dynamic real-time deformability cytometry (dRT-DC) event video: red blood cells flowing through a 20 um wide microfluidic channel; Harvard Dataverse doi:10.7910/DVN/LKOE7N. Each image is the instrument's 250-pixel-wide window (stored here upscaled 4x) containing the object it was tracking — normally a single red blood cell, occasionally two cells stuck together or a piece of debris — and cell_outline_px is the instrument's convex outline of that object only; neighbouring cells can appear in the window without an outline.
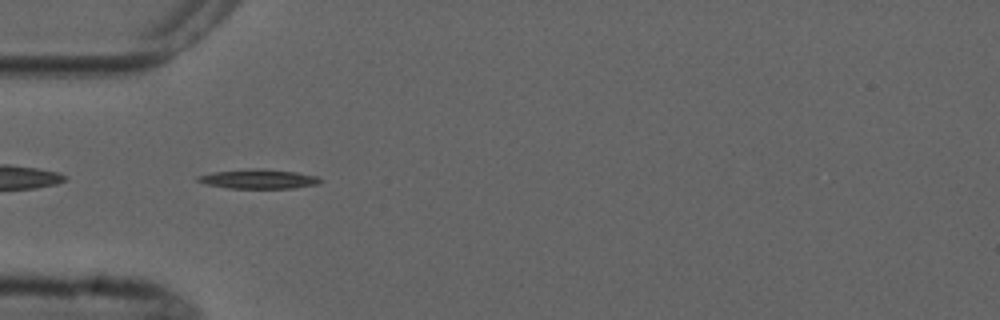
{"species": "common noctule bat (a hibernating species)", "species_latin": "Nyctalus noctula", "temperature_condition": "cold", "stored_images_in_passage": 7, "camera_frame_rate_fps": 3000, "um_per_image_px": 0.085, "animal": {"sex": "male", "forearm_length_mm": 52.5}, "frame": {"image": 1, "passage_image": 5, "time_ms": 4.667, "image_size_px": [1000, 320], "cell_outline_px": [[324, 180], [320, 184], [292, 188], [228, 188], [208, 184], [196, 180], [196, 176], [212, 172], [256, 168], [264, 168], [296, 172], [316, 176]], "centroid_in_image_um": [22.01, 15.21], "position_along_channel_um": 63.0, "area_um2": 13.87}}
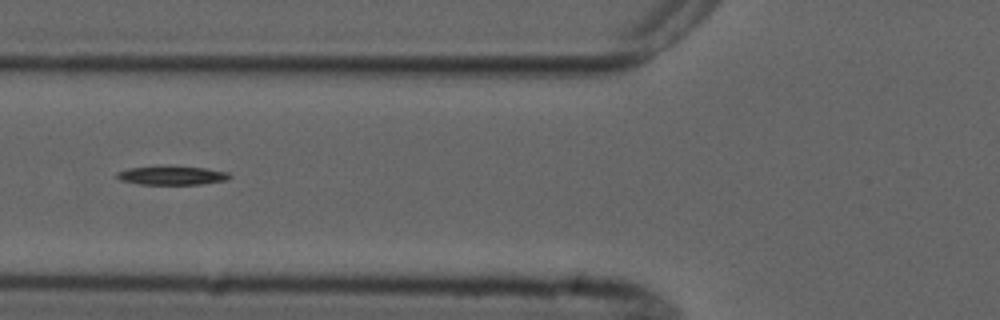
{"frame": {"image": 2, "passage_image": 6, "time_ms": 6.0, "image_size_px": [1000, 320], "cell_outline_px": [[232, 176], [228, 180], [200, 184], [140, 184], [120, 180], [116, 176], [116, 172], [128, 168], [204, 168], [228, 172]], "centroid_in_image_um": [14.64, 14.95], "position_along_channel_um": 111.2, "area_um2": 11.68}}
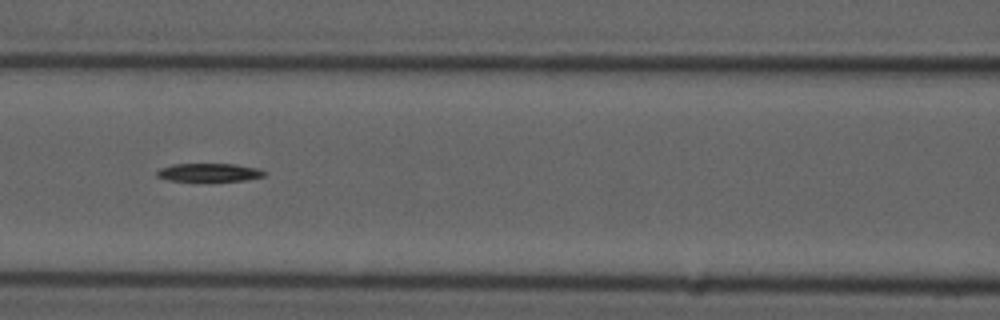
{"frame": {"image": 3, "passage_image": 7, "time_ms": 7.0, "image_size_px": [1000, 320], "cell_outline_px": [[264, 176], [244, 180], [168, 180], [156, 176], [156, 172], [160, 168], [172, 164], [236, 164], [260, 168], [264, 172]], "centroid_in_image_um": [17.76, 14.64], "position_along_channel_um": 148.8, "area_um2": 11.16}}